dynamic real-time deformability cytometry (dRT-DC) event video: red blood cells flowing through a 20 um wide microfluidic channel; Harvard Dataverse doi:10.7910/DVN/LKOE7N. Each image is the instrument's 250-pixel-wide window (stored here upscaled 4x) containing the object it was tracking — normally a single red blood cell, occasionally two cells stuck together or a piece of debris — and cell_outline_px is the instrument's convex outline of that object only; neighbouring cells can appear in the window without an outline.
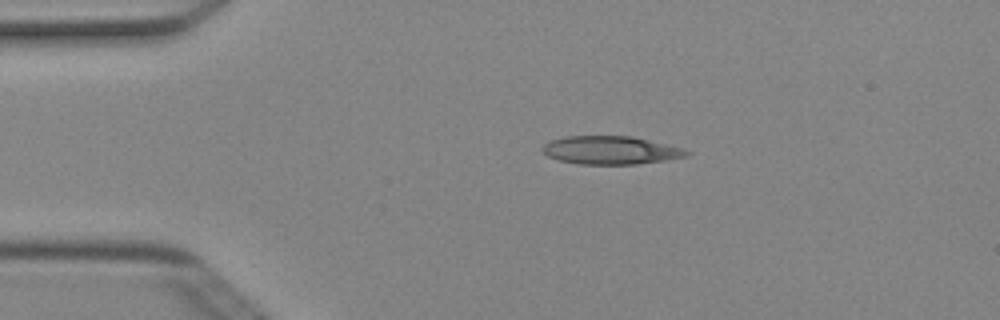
{"species": "Egyptian fruit bat (a non-hibernating species)", "species_latin": "Rousettus aegyptiacus", "temperature_condition": "cold", "stored_images_in_passage": 1, "camera_frame_rate_fps": 3000, "um_per_image_px": 0.085, "animal": {"sex": "female"}, "frame": {"image": 1, "passage_image": 1, "time_ms": 0.0, "image_size_px": [1000, 320], "cell_outline_px": [[692, 152], [684, 156], [664, 160], [636, 164], [580, 164], [560, 160], [548, 156], [540, 148], [544, 144], [552, 140], [564, 136], [632, 136], [680, 148]], "centroid_in_image_um": [51.84, 12.76], "position_along_channel_um": 33.2, "area_um2": 23.29}}